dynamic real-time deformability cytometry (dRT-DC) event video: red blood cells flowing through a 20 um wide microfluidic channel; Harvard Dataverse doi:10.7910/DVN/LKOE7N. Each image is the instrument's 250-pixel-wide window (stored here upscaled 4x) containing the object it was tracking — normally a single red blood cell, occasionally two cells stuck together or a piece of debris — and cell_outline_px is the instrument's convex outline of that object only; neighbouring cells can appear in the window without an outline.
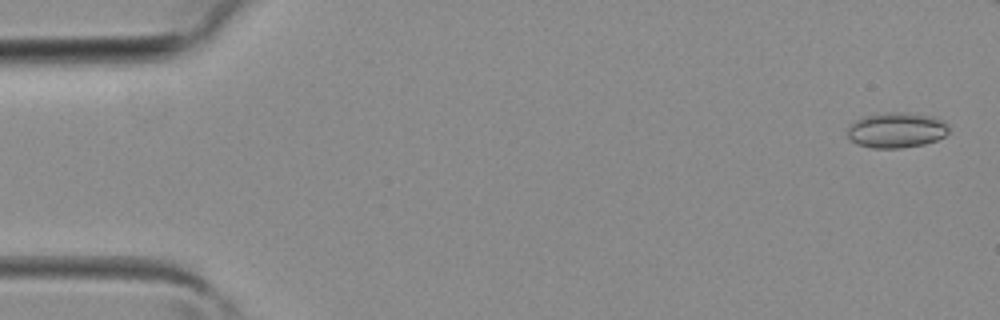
{"species": "common noctule bat (a hibernating species)", "species_latin": "Nyctalus noctula", "temperature_condition": "room temperature", "stored_images_in_passage": 3, "camera_frame_rate_fps": 3000, "um_per_image_px": 0.085, "animal": {"sex": "female", "body_mass_g": 19.3, "forearm_length_mm": 54.1}, "frame": {"image": 1, "passage_image": 1, "time_ms": 0.0, "image_size_px": [1000, 320], "cell_outline_px": [[948, 132], [944, 136], [936, 140], [924, 144], [900, 148], [872, 148], [856, 144], [848, 136], [848, 124], [860, 116], [888, 112], [900, 112], [932, 116], [944, 120], [948, 124]], "centroid_in_image_um": [76.17, 11.05], "position_along_channel_um": 8.8, "area_um2": 21.1}}